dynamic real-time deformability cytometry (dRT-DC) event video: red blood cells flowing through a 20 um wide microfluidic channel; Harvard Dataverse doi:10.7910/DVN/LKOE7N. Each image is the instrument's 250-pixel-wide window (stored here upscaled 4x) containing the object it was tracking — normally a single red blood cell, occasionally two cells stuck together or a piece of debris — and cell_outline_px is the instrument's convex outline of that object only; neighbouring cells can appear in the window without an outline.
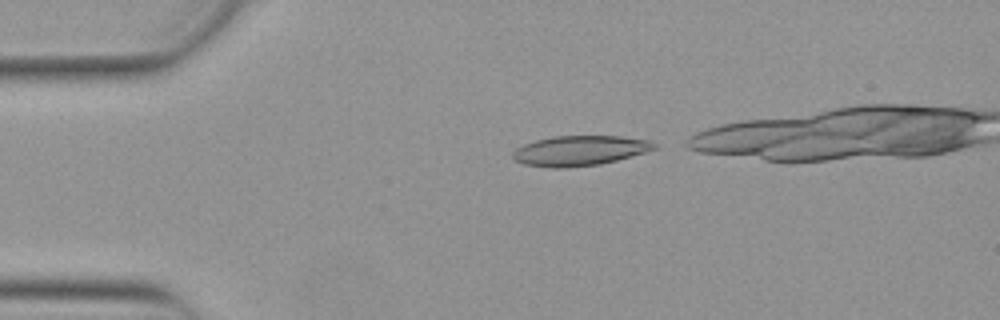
{"species": "Egyptian fruit bat (a non-hibernating species)", "species_latin": "Rousettus aegyptiacus", "temperature_condition": "warm", "stored_images_in_passage": 13, "camera_frame_rate_fps": 3000, "um_per_image_px": 0.085, "animal": {"sex": "female"}, "frame": {"image": 1, "passage_image": 2, "time_ms": 0.333, "image_size_px": [1000, 320], "cell_outline_px": [[656, 148], [644, 152], [616, 160], [600, 164], [568, 168], [548, 168], [524, 164], [516, 160], [512, 156], [512, 152], [516, 148], [524, 144], [536, 140], [552, 136], [620, 136], [652, 140], [656, 144]], "centroid_in_image_um": [49.25, 12.8], "position_along_channel_um": 35.7, "area_um2": 24.8}}
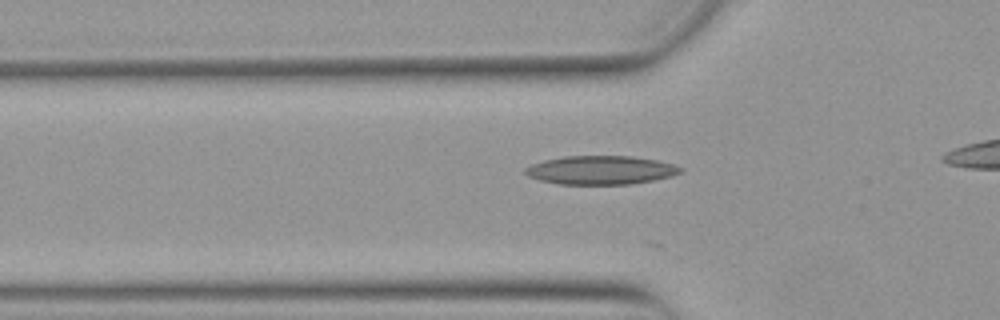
{"frame": {"image": 2, "passage_image": 8, "time_ms": 2.333, "image_size_px": [1000, 320], "cell_outline_px": [[684, 172], [672, 176], [652, 180], [628, 184], [560, 184], [540, 180], [528, 176], [524, 172], [524, 168], [532, 164], [544, 160], [564, 156], [632, 156], [656, 160], [676, 164], [684, 168]], "centroid_in_image_um": [51.1, 14.45], "position_along_channel_um": 74.7, "area_um2": 26.01}}
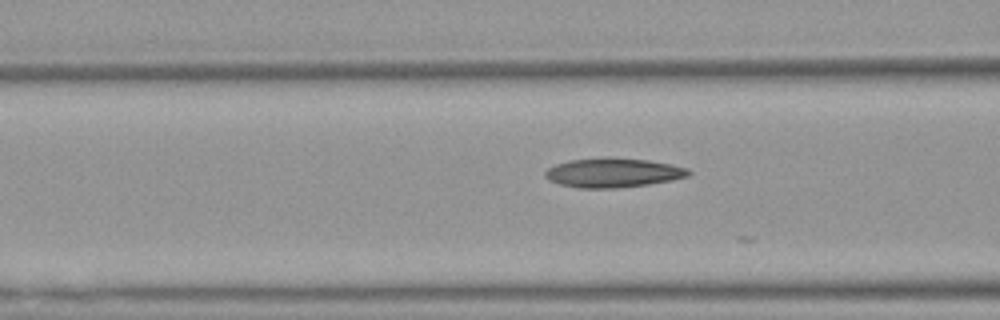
{"frame": {"image": 3, "passage_image": 11, "time_ms": 3.333, "image_size_px": [1000, 320], "cell_outline_px": [[692, 172], [688, 176], [672, 180], [648, 184], [616, 188], [580, 188], [560, 184], [548, 180], [544, 176], [544, 172], [548, 168], [556, 164], [568, 160], [604, 156], [608, 156], [648, 160], [672, 164], [688, 168]], "centroid_in_image_um": [52.1, 14.66], "position_along_channel_um": 114.5, "area_um2": 24.85}}